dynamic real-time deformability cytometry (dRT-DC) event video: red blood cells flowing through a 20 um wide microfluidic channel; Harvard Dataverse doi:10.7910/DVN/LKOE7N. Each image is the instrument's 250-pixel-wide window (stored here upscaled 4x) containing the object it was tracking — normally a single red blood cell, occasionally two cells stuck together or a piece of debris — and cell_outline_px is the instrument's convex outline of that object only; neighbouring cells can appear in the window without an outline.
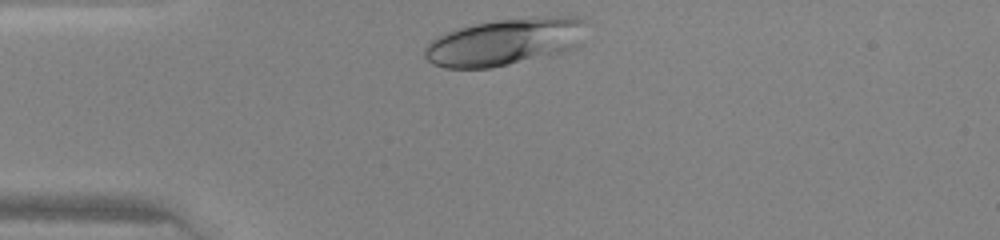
{"species": "human", "species_latin": "Homo sapiens", "temperature_condition": "warm", "stored_images_in_passage": 26, "camera_frame_rate_fps": 3000, "um_per_image_px": 0.085, "donor": {"sex": "female"}, "frame": {"image": 1, "passage_image": 1, "time_ms": 0.0, "image_size_px": [1000, 240], "cell_outline_px": [[588, 20], [580, 44], [576, 48], [564, 52], [492, 68], [444, 68], [432, 64], [424, 56], [424, 48], [436, 36], [444, 32], [476, 24], [500, 20], [532, 16], [584, 16]], "centroid_in_image_um": [42.98, 3.54], "position_along_channel_um": 42.0, "area_um2": 44.91}}
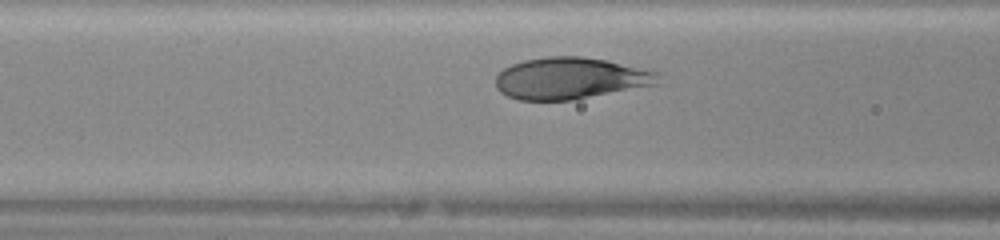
{"frame": {"image": 2, "passage_image": 8, "time_ms": 2.333, "image_size_px": [1000, 240], "cell_outline_px": [[660, 84], [572, 100], [520, 100], [508, 96], [500, 92], [496, 88], [496, 76], [504, 68], [512, 64], [524, 60], [548, 56], [580, 56], [604, 60], [660, 72]], "centroid_in_image_um": [48.5, 6.66], "position_along_channel_um": 118.1, "area_um2": 39.48}}
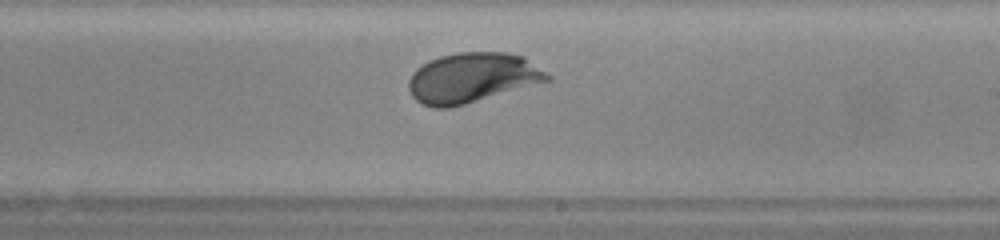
{"frame": {"image": 3, "passage_image": 17, "time_ms": 5.333, "image_size_px": [1000, 240], "cell_outline_px": [[552, 80], [464, 104], [448, 108], [432, 108], [420, 104], [412, 96], [408, 88], [408, 80], [412, 72], [416, 68], [428, 60], [440, 56], [460, 52], [504, 52], [524, 56], [552, 76]], "centroid_in_image_um": [40.12, 6.61], "position_along_channel_um": 248.9, "area_um2": 40.58}}